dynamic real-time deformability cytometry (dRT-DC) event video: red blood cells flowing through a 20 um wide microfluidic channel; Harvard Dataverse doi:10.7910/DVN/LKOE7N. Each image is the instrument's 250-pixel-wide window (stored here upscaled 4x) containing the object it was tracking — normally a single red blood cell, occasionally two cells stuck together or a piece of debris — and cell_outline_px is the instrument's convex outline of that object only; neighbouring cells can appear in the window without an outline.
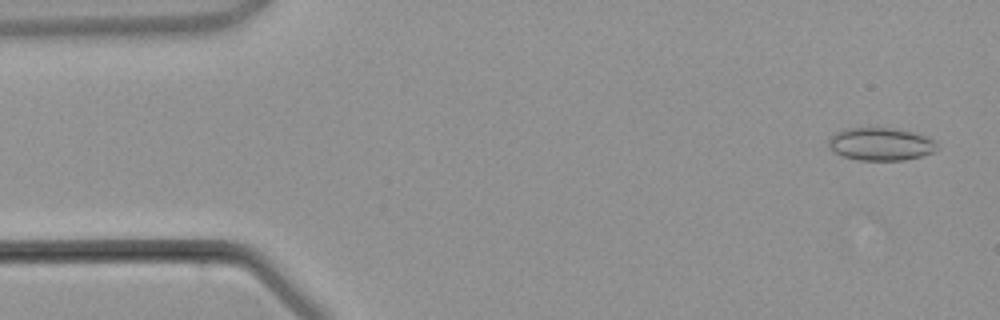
{"species": "common noctule bat (a hibernating species)", "species_latin": "Nyctalus noctula", "temperature_condition": "warm", "stored_images_in_passage": 8, "camera_frame_rate_fps": 3000, "um_per_image_px": 0.085, "animal": {"sex": "male", "body_mass_g": 21.5, "forearm_length_mm": 52.0}, "frame": {"image": 1, "passage_image": 1, "time_ms": 0.0, "image_size_px": [1000, 320], "cell_outline_px": [[936, 148], [932, 152], [920, 156], [904, 160], [860, 160], [844, 156], [836, 152], [828, 144], [828, 140], [836, 132], [844, 128], [892, 128], [912, 132], [924, 136], [932, 140], [936, 144]], "centroid_in_image_um": [74.83, 12.24], "position_along_channel_um": 10.2, "area_um2": 20.29}}